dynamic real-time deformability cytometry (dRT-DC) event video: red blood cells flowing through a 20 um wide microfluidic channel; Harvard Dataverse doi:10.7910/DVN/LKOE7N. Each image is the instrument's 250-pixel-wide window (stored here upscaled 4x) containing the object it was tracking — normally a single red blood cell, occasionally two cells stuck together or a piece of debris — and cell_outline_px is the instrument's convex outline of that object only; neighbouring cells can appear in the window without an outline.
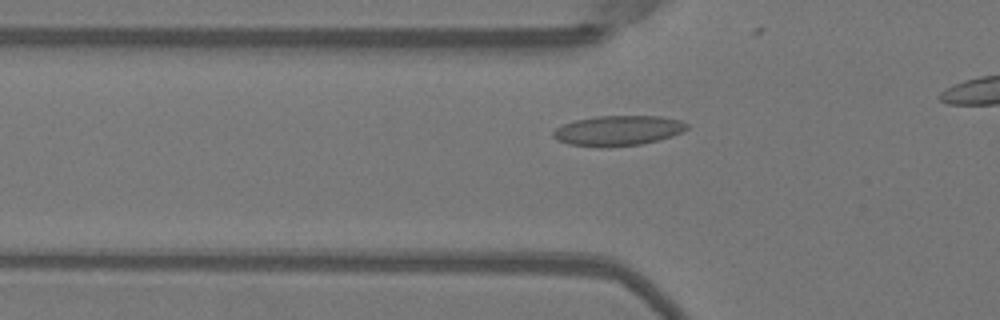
{"species": "Egyptian fruit bat (a non-hibernating species)", "species_latin": "Rousettus aegyptiacus", "temperature_condition": "warm", "stored_images_in_passage": 13, "camera_frame_rate_fps": 3000, "um_per_image_px": 0.085, "animal": {"sex": "female"}, "frame": {"image": 1, "passage_image": 4, "time_ms": 1.0, "image_size_px": [1000, 320], "cell_outline_px": [[688, 128], [672, 136], [640, 144], [608, 148], [600, 148], [568, 144], [552, 136], [552, 132], [556, 128], [564, 124], [576, 120], [596, 116], [660, 116], [680, 120], [688, 124]], "centroid_in_image_um": [52.51, 11.11], "position_along_channel_um": 73.3, "area_um2": 23.47}}
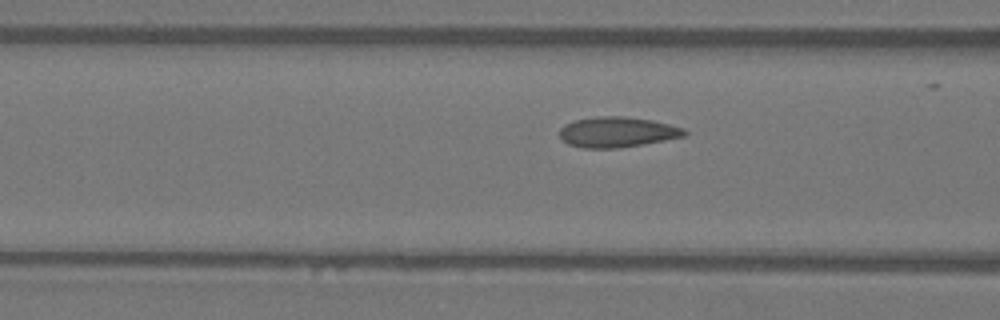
{"frame": {"image": 2, "passage_image": 7, "time_ms": 2.0, "image_size_px": [1000, 320], "cell_outline_px": [[688, 132], [684, 136], [664, 140], [616, 148], [584, 148], [568, 144], [560, 140], [560, 128], [564, 124], [576, 120], [596, 116], [624, 116], [652, 120], [684, 128]], "centroid_in_image_um": [52.42, 11.22], "position_along_channel_um": 114.2, "area_um2": 22.02}}
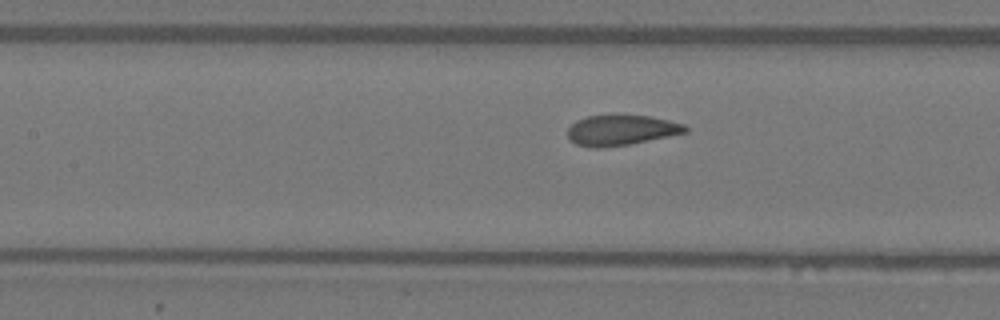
{"frame": {"image": 3, "passage_image": 10, "time_ms": 3.0, "image_size_px": [1000, 320], "cell_outline_px": [[688, 132], [628, 144], [600, 148], [592, 148], [576, 144], [568, 136], [568, 128], [576, 120], [588, 116], [616, 112], [648, 116], [668, 120], [684, 124], [688, 128]], "centroid_in_image_um": [52.78, 11.02], "position_along_channel_um": 154.6, "area_um2": 21.27}}